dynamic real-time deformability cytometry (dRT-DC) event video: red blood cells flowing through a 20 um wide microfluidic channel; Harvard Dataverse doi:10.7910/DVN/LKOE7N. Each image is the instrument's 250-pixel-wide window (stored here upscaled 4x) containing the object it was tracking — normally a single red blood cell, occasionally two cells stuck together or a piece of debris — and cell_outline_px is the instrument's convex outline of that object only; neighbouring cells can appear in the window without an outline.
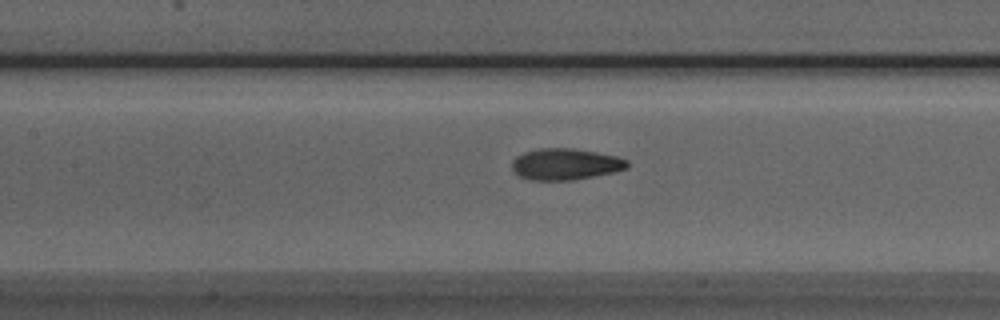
{"species": "Egyptian fruit bat (a non-hibernating species)", "species_latin": "Rousettus aegyptiacus", "temperature_condition": "room temperature", "stored_images_in_passage": 52, "camera_frame_rate_fps": 3000, "um_per_image_px": 0.085, "animal": {"sex": "male"}, "frame": {"image": 1, "passage_image": 23, "time_ms": 7.333, "image_size_px": [1000, 320], "cell_outline_px": [[628, 168], [612, 172], [572, 180], [532, 180], [520, 176], [512, 168], [512, 160], [516, 156], [524, 152], [540, 148], [572, 148], [596, 152], [616, 156], [628, 160]], "centroid_in_image_um": [48.05, 13.94], "position_along_channel_um": 159.4, "area_um2": 20.92}}
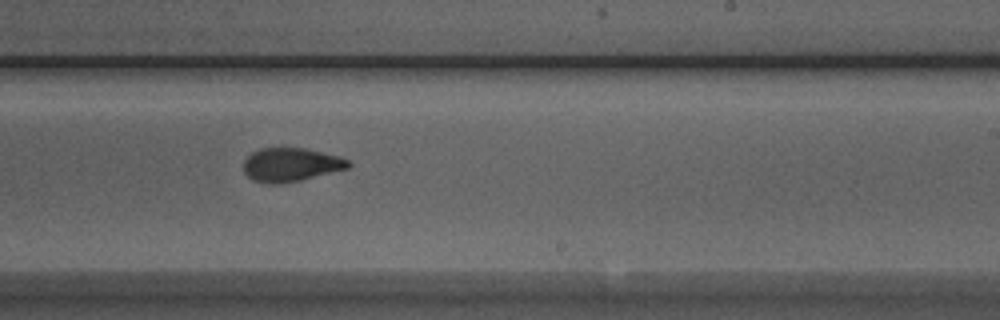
{"frame": {"image": 2, "passage_image": 31, "time_ms": 10.0, "image_size_px": [1000, 320], "cell_outline_px": [[352, 164], [348, 168], [300, 180], [280, 184], [268, 184], [252, 180], [244, 172], [244, 160], [252, 152], [260, 148], [304, 148], [336, 156], [348, 160]], "centroid_in_image_um": [24.68, 14.01], "position_along_channel_um": 264.3, "area_um2": 20.35}}
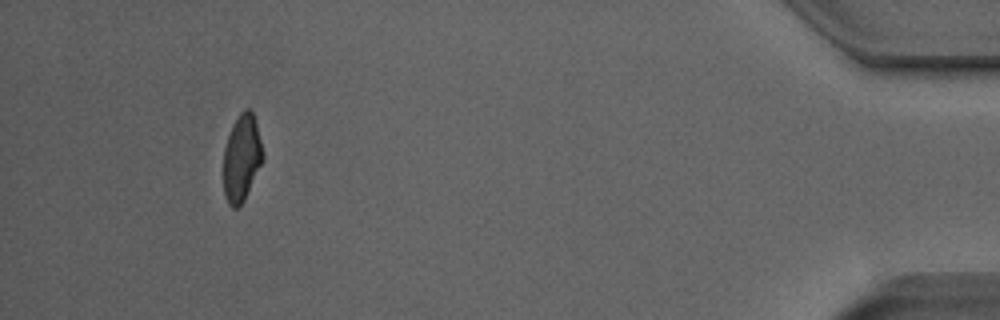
{"frame": {"image": 3, "passage_image": 48, "time_ms": 15.667, "image_size_px": [1000, 320], "cell_outline_px": [[264, 160], [244, 200], [236, 208], [232, 208], [228, 204], [224, 196], [224, 148], [232, 124], [240, 112], [244, 108], [248, 108], [252, 112], [256, 124], [264, 152]], "centroid_in_image_um": [20.55, 13.43], "position_along_channel_um": 414.6, "area_um2": 20.0}, "authors_computed_cell_mechanics": {"area_um2": 20.6924, "velocity_mm_per_s": 3.9471, "shape_relaxation_time_tau1_ms": 4.9016, "shape_relaxation_time_tau2_ms": 1.3577, "deformation_change_tau1": 0.164, "deformation_change_tau2": 0.0785}}